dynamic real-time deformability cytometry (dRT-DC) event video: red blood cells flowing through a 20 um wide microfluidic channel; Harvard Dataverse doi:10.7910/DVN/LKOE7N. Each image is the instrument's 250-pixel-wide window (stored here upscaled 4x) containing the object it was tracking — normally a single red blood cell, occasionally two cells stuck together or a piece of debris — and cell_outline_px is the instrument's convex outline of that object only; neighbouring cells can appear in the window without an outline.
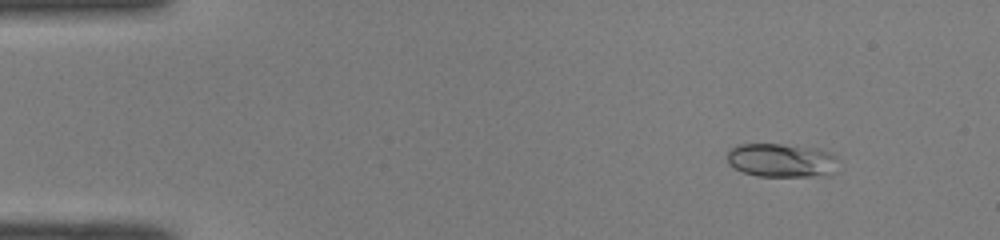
{"species": "common noctule bat (a hibernating species)", "species_latin": "Nyctalus noctula", "temperature_condition": "room temperature", "stored_images_in_passage": 45, "camera_frame_rate_fps": 3000, "um_per_image_px": 0.085, "animal": {"sex": "male", "body_mass_g": 19.0, "forearm_length_mm": 50.8}, "frame": {"image": 1, "passage_image": 1, "time_ms": 0.0, "image_size_px": [1000, 240], "cell_outline_px": [[836, 172], [832, 176], [756, 176], [744, 172], [728, 164], [728, 148], [736, 144], [780, 144], [816, 148], [832, 152], [836, 156]], "centroid_in_image_um": [66.46, 13.63], "position_along_channel_um": 18.5, "area_um2": 22.2}}
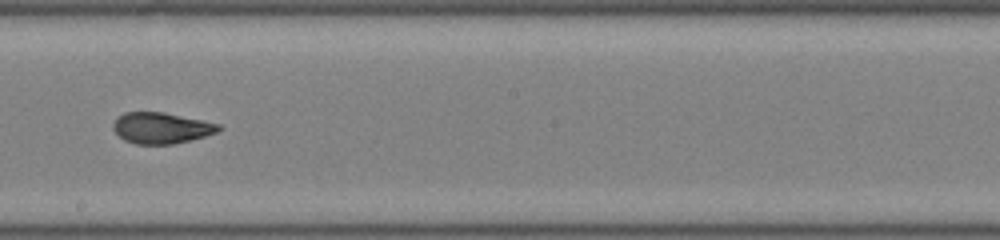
{"frame": {"image": 2, "passage_image": 24, "time_ms": 7.667, "image_size_px": [1000, 240], "cell_outline_px": [[224, 128], [216, 132], [204, 136], [172, 144], [136, 144], [124, 140], [112, 128], [112, 124], [124, 112], [164, 112], [220, 124]], "centroid_in_image_um": [13.71, 10.87], "position_along_channel_um": 234.5, "area_um2": 18.9}}
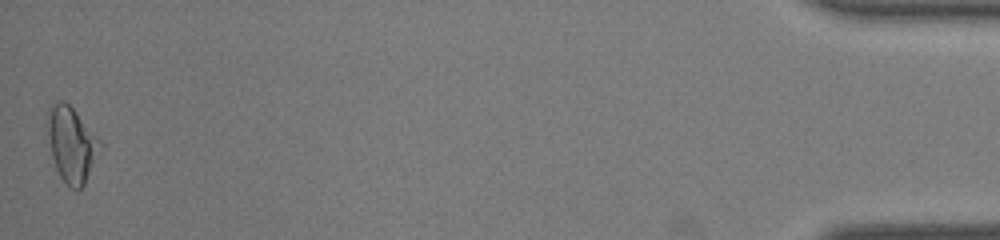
{"frame": {"image": 3, "passage_image": 45, "time_ms": 14.667, "image_size_px": [1000, 240], "cell_outline_px": [[100, 144], [84, 184], [80, 188], [72, 188], [60, 176], [56, 168], [52, 156], [44, 124], [48, 108], [52, 104], [60, 100], [64, 100], [76, 112], [100, 140]], "centroid_in_image_um": [5.99, 12.19], "position_along_channel_um": 429.2, "area_um2": 22.48}, "authors_computed_cell_mechanics": {"area_um2": 19.4786, "velocity_mm_per_s": 4.0955, "shape_relaxation_time_tau1_ms": 7.6304, "shape_relaxation_time_tau2_ms": 1.3433, "deformation_change_tau1": 0.1799, "deformation_change_tau2": 0.0583}}